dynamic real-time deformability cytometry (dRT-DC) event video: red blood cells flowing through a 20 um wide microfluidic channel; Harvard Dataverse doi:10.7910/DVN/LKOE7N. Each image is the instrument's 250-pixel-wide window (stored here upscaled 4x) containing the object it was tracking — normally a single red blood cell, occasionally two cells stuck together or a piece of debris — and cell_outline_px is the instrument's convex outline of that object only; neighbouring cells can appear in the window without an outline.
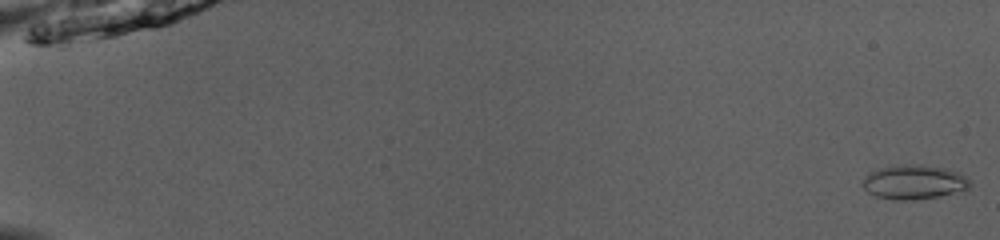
{"species": "common noctule bat (a hibernating species)", "species_latin": "Nyctalus noctula", "temperature_condition": "room temperature", "stored_images_in_passage": 51, "camera_frame_rate_fps": 3000, "um_per_image_px": 0.085, "animal": {"sex": "male", "body_mass_g": 13.0, "forearm_length_mm": 53.1}, "frame": {"image": 1, "passage_image": 1, "time_ms": 0.0, "image_size_px": [1000, 240], "cell_outline_px": [[972, 188], [964, 192], [916, 200], [892, 200], [876, 196], [868, 192], [860, 184], [876, 168], [896, 164], [920, 164], [944, 168], [960, 172], [972, 184]], "centroid_in_image_um": [77.74, 15.48], "position_along_channel_um": 7.3, "area_um2": 21.96}}
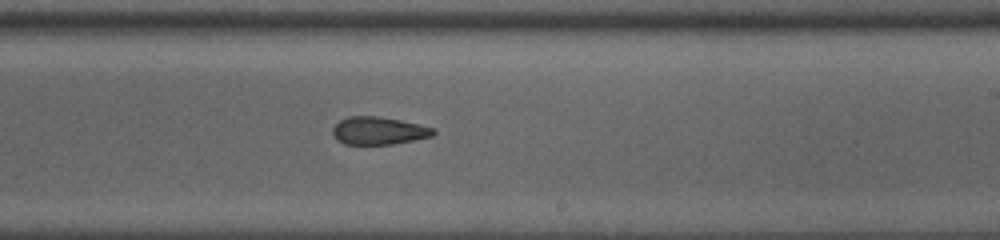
{"frame": {"image": 2, "passage_image": 33, "time_ms": 10.667, "image_size_px": [1000, 240], "cell_outline_px": [[436, 132], [432, 136], [392, 144], [344, 144], [336, 140], [332, 132], [332, 128], [340, 120], [348, 116], [376, 116], [400, 120], [436, 128]], "centroid_in_image_um": [32.17, 11.11], "position_along_channel_um": 256.8, "area_um2": 16.24}}
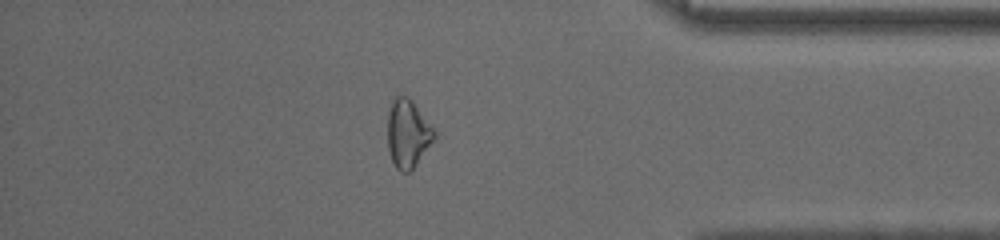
{"frame": {"image": 3, "passage_image": 45, "time_ms": 14.667, "image_size_px": [1000, 240], "cell_outline_px": [[436, 136], [416, 164], [408, 172], [400, 172], [396, 168], [392, 160], [388, 148], [388, 112], [392, 100], [396, 96], [408, 96], [412, 100], [432, 124], [436, 132]], "centroid_in_image_um": [34.67, 11.32], "position_along_channel_um": 400.5, "area_um2": 18.5}, "authors_computed_cell_mechanics": {"area_um2": 18.0914, "velocity_mm_per_s": 4.0537, "shape_relaxation_time_tau1_ms": 10.7247, "shape_relaxation_time_tau2_ms": 2.3651, "deformation_change_tau1": 0.1981, "deformation_change_tau2": 0.0886}}